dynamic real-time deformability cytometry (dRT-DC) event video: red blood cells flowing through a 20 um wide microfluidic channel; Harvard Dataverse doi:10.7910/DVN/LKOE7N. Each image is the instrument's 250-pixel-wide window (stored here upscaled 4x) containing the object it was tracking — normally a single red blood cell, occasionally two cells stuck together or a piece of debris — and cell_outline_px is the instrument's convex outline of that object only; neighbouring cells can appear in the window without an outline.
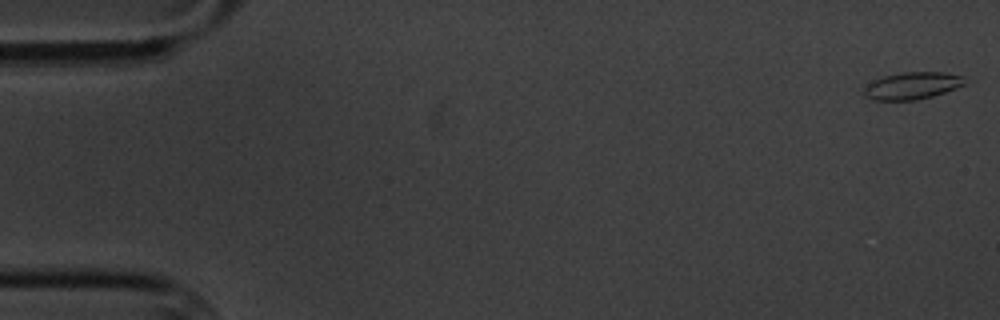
{"species": "common noctule bat (a hibernating species)", "species_latin": "Nyctalus noctula", "temperature_condition": "cold", "stored_images_in_passage": 6, "camera_frame_rate_fps": 3000, "um_per_image_px": 0.085, "animal": {"sex": "male", "body_mass_g": 20.1, "forearm_length_mm": 53.5}, "frame": {"image": 1, "passage_image": 1, "time_ms": 0.0, "image_size_px": [1000, 320], "cell_outline_px": [[972, 80], [956, 88], [932, 96], [916, 100], [876, 100], [868, 96], [864, 92], [864, 88], [872, 80], [884, 76], [904, 72], [940, 72], [964, 76]], "centroid_in_image_um": [77.61, 7.27], "position_along_channel_um": 7.4, "area_um2": 15.9}}
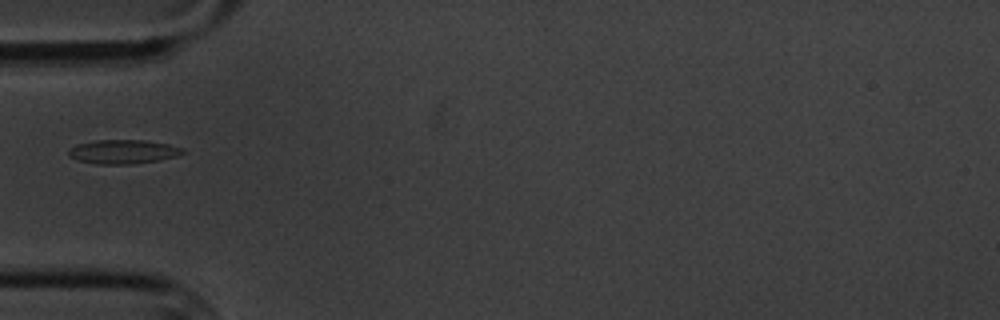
{"frame": {"image": 2, "passage_image": 6, "time_ms": 6.0, "image_size_px": [1000, 320], "cell_outline_px": [[184, 152], [176, 156], [160, 160], [132, 164], [96, 164], [76, 160], [68, 156], [68, 148], [76, 144], [96, 140], [144, 140], [168, 144], [184, 148]], "centroid_in_image_um": [10.42, 12.9], "position_along_channel_um": 74.6, "area_um2": 16.13}}